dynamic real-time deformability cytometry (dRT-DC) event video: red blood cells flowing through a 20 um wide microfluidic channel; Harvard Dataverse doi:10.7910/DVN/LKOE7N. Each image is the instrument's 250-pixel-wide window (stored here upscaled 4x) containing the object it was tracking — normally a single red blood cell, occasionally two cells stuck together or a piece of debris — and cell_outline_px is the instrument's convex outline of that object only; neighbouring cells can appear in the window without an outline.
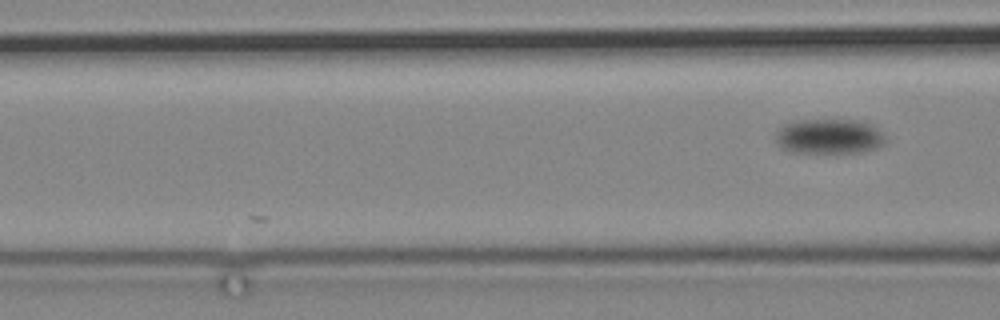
{"species": "common noctule bat (a hibernating species)", "species_latin": "Nyctalus noctula", "temperature_condition": "cold", "stored_images_in_passage": 5, "camera_frame_rate_fps": 3000, "um_per_image_px": 0.085, "animal": {"sex": "male", "body_mass_g": 19.2, "forearm_length_mm": 51.8}, "frame": {"image": 1, "passage_image": 5, "time_ms": 4.667, "image_size_px": [1000, 320], "cell_outline_px": [[884, 144], [876, 148], [860, 152], [788, 152], [780, 148], [776, 140], [776, 132], [784, 124], [796, 120], [860, 120], [872, 124], [884, 136]], "centroid_in_image_um": [70.44, 11.59], "position_along_channel_um": 96.2, "area_um2": 22.37}}